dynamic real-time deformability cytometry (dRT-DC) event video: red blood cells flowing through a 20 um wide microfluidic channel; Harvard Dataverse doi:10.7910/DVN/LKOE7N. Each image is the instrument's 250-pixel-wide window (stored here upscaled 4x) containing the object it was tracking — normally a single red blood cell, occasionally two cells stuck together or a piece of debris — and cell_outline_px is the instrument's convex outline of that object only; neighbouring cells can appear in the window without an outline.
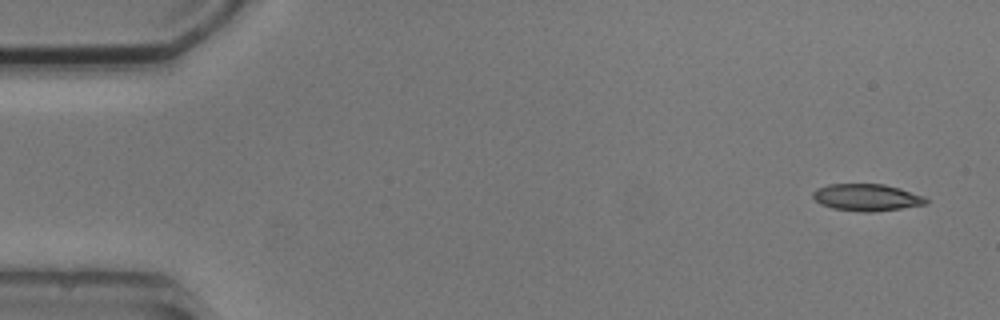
{"species": "common noctule bat (a hibernating species)", "species_latin": "Nyctalus noctula", "temperature_condition": "cold", "stored_images_in_passage": 7, "camera_frame_rate_fps": 3000, "um_per_image_px": 0.085, "animal": {"sex": "male", "body_mass_g": 20.5, "forearm_length_mm": 52.5}, "frame": {"image": 1, "passage_image": 1, "time_ms": 0.0, "image_size_px": [1000, 320], "cell_outline_px": [[928, 204], [872, 212], [860, 212], [832, 208], [820, 204], [812, 196], [812, 192], [816, 188], [828, 184], [884, 184], [900, 188], [924, 196], [928, 200]], "centroid_in_image_um": [73.65, 16.78], "position_along_channel_um": 11.3, "area_um2": 17.86}}
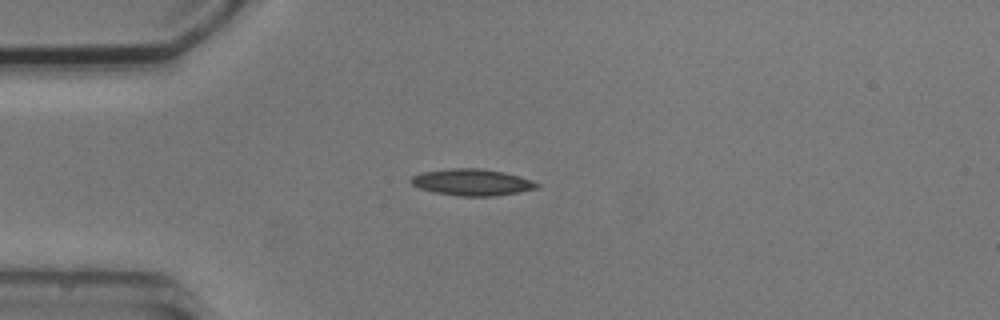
{"frame": {"image": 2, "passage_image": 4, "time_ms": 3.667, "image_size_px": [1000, 320], "cell_outline_px": [[540, 184], [536, 188], [520, 192], [492, 196], [460, 196], [432, 192], [420, 188], [412, 184], [408, 180], [412, 176], [420, 172], [452, 168], [480, 168], [504, 172], [520, 176], [532, 180]], "centroid_in_image_um": [40.1, 15.49], "position_along_channel_um": 44.9, "area_um2": 19.59}}